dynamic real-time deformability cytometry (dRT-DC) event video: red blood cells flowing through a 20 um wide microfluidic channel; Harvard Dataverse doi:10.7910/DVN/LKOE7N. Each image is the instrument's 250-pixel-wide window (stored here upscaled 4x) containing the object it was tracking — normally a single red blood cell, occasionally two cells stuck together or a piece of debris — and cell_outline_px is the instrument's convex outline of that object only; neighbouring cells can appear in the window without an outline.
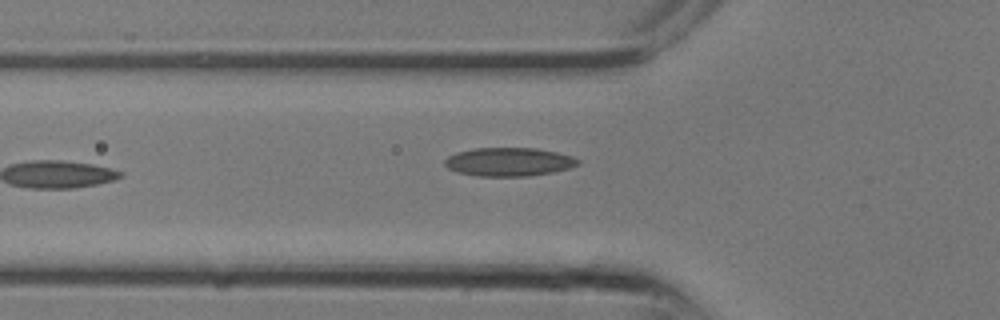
{"species": "common noctule bat (a hibernating species)", "species_latin": "Nyctalus noctula", "temperature_condition": "room temperature", "stored_images_in_passage": 11, "camera_frame_rate_fps": 3000, "um_per_image_px": 0.085, "animal": {"sex": "male", "body_mass_g": 13.3}, "frame": {"image": 1, "passage_image": 11, "time_ms": 3.333, "image_size_px": [1000, 320], "cell_outline_px": [[580, 164], [568, 168], [552, 172], [528, 176], [476, 176], [456, 172], [448, 168], [444, 164], [444, 160], [448, 156], [456, 152], [472, 148], [536, 148], [556, 152], [572, 156], [580, 160]], "centroid_in_image_um": [43.22, 13.75], "position_along_channel_um": 82.6, "area_um2": 22.25}}